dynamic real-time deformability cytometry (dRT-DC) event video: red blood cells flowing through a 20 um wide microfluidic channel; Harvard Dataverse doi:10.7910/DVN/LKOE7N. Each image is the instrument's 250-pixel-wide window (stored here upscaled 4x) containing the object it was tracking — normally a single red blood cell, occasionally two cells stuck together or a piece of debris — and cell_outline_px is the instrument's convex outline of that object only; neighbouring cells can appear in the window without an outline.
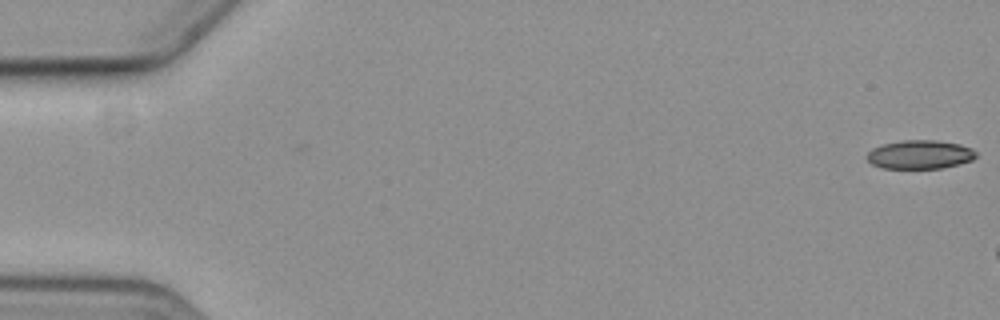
{"species": "common noctule bat (a hibernating species)", "species_latin": "Nyctalus noctula", "temperature_condition": "cold", "stored_images_in_passage": 4, "camera_frame_rate_fps": 3000, "um_per_image_px": 0.085, "animal": {"sex": "female", "body_mass_g": 19.3, "forearm_length_mm": 54.1}, "frame": {"image": 1, "passage_image": 4, "time_ms": 1.0, "image_size_px": [1000, 320], "cell_outline_px": [[976, 156], [972, 160], [960, 164], [940, 168], [884, 168], [872, 164], [864, 156], [872, 148], [880, 144], [904, 140], [936, 140], [960, 144], [972, 148], [976, 152]], "centroid_in_image_um": [78.17, 13.13], "position_along_channel_um": 6.8, "area_um2": 18.38}}